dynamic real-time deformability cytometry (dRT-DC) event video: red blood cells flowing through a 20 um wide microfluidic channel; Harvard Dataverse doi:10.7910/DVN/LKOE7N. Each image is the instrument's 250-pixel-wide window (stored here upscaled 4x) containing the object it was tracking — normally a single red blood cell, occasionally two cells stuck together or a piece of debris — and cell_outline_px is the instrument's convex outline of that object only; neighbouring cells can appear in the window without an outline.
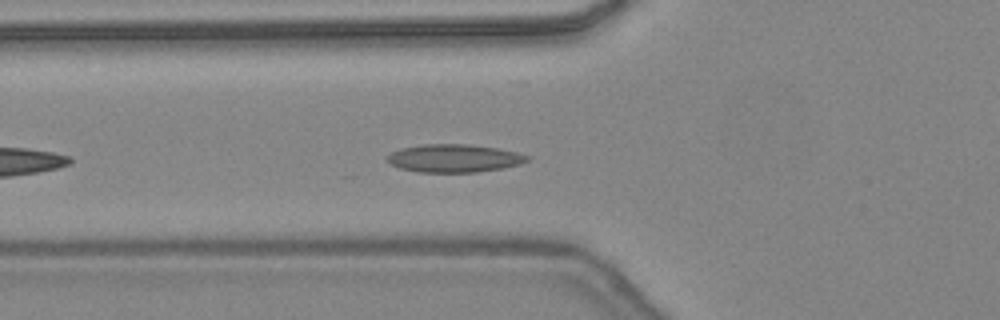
{"species": "common noctule bat (a hibernating species)", "species_latin": "Nyctalus noctula", "temperature_condition": "warm", "stored_images_in_passage": 11, "camera_frame_rate_fps": 3000, "um_per_image_px": 0.085, "animal": {"sex": "female", "body_mass_g": 24.6, "forearm_length_mm": 56.2}, "frame": {"image": 1, "passage_image": 5, "time_ms": 1.333, "image_size_px": [1000, 320], "cell_outline_px": [[532, 156], [528, 160], [520, 164], [504, 168], [476, 172], [416, 172], [400, 168], [392, 164], [388, 160], [388, 156], [392, 152], [400, 148], [424, 144], [464, 144], [496, 148], [516, 152]], "centroid_in_image_um": [38.62, 13.45], "position_along_channel_um": 87.2, "area_um2": 22.72}}
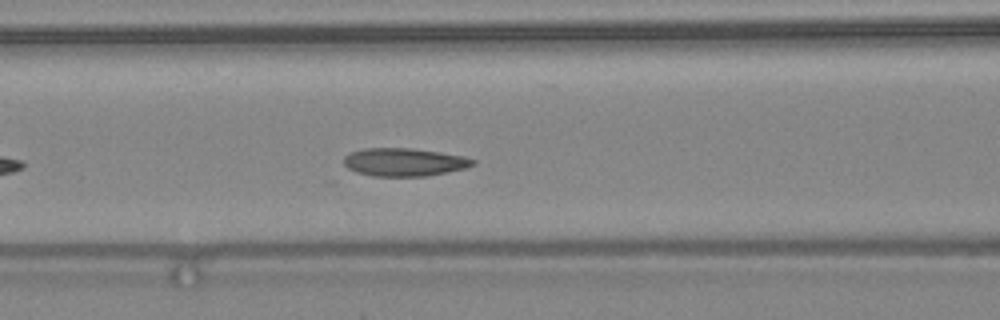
{"frame": {"image": 2, "passage_image": 8, "time_ms": 2.333, "image_size_px": [1000, 320], "cell_outline_px": [[476, 164], [468, 168], [428, 176], [372, 176], [356, 172], [348, 168], [344, 164], [344, 156], [348, 152], [364, 148], [412, 148], [440, 152], [464, 156], [476, 160]], "centroid_in_image_um": [34.38, 13.78], "position_along_channel_um": 132.2, "area_um2": 21.39}}